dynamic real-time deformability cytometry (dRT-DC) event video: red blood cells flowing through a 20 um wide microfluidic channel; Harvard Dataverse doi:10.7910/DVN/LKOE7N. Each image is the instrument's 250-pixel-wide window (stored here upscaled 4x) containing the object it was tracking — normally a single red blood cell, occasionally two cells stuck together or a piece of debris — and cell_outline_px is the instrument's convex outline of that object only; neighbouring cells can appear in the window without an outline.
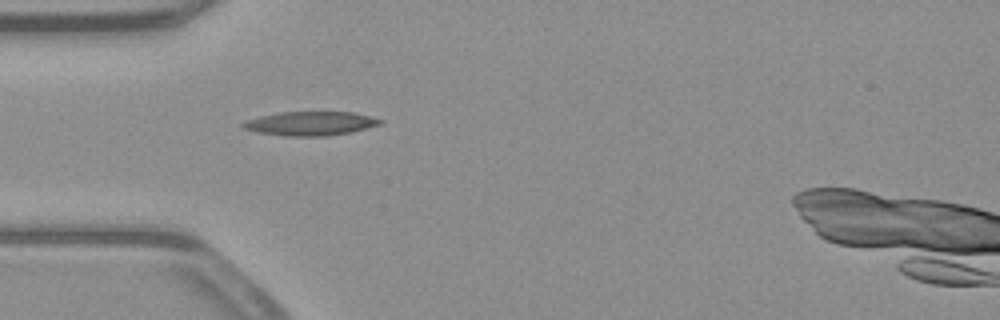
{"species": "common noctule bat (a hibernating species)", "species_latin": "Nyctalus noctula", "temperature_condition": "warm", "stored_images_in_passage": 39, "camera_frame_rate_fps": 3000, "um_per_image_px": 0.085, "animal": {"sex": "male", "body_mass_g": 23.1, "forearm_length_mm": 52.7}, "frame": {"image": 1, "passage_image": 2, "time_ms": 0.333, "image_size_px": [1000, 320], "cell_outline_px": [[384, 124], [352, 132], [328, 136], [284, 136], [256, 132], [244, 128], [240, 124], [248, 120], [260, 116], [280, 112], [352, 112], [384, 120]], "centroid_in_image_um": [26.43, 10.5], "position_along_channel_um": 58.6, "area_um2": 19.25}}
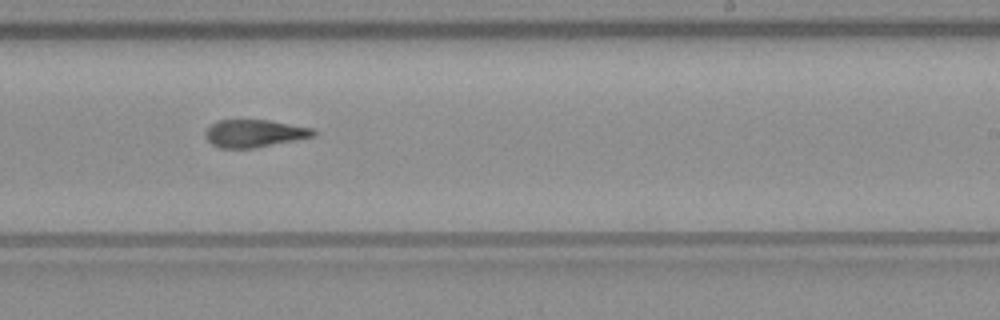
{"frame": {"image": 2, "passage_image": 18, "time_ms": 5.667, "image_size_px": [1000, 320], "cell_outline_px": [[316, 136], [296, 140], [252, 148], [220, 148], [212, 144], [204, 136], [204, 132], [216, 120], [268, 120], [312, 128], [316, 132]], "centroid_in_image_um": [21.6, 11.34], "position_along_channel_um": 267.4, "area_um2": 17.28}}
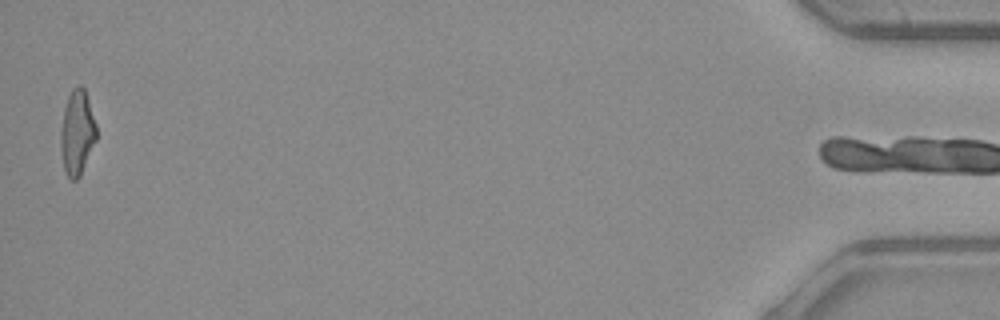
{"frame": {"image": 3, "passage_image": 38, "time_ms": 12.333, "image_size_px": [1000, 320], "cell_outline_px": [[96, 140], [80, 176], [76, 180], [72, 180], [68, 176], [64, 168], [60, 148], [60, 132], [64, 108], [68, 96], [72, 88], [80, 84], [84, 88], [96, 124]], "centroid_in_image_um": [6.54, 11.26], "position_along_channel_um": 428.7, "area_um2": 17.57}, "authors_computed_cell_mechanics": {"area_um2": 17.8602, "velocity_mm_per_s": 3.9592, "shape_relaxation_time_tau1_ms": null, "shape_relaxation_time_tau2_ms": 3.6482, "deformation_change_tau1": null, "deformation_change_tau2": 0.1401}}